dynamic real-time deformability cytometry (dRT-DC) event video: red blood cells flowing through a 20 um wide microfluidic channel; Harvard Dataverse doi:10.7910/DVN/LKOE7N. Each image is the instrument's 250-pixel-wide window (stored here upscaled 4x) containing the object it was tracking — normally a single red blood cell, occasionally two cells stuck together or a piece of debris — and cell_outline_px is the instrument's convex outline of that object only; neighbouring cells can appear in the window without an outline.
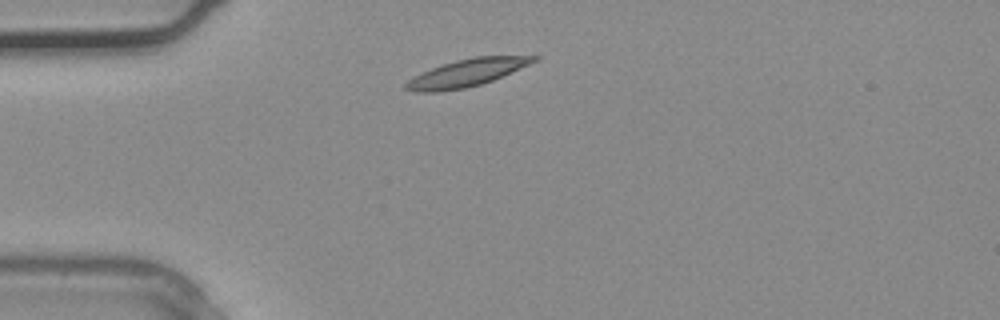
{"species": "common noctule bat (a hibernating species)", "species_latin": "Nyctalus noctula", "temperature_condition": "warm", "stored_images_in_passage": 3, "camera_frame_rate_fps": 3000, "um_per_image_px": 0.085, "animal": {"sex": "male", "body_mass_g": 20.4}, "frame": {"image": 1, "passage_image": 3, "time_ms": 0.667, "image_size_px": [1000, 320], "cell_outline_px": [[540, 56], [536, 60], [528, 64], [492, 80], [480, 84], [464, 88], [440, 92], [416, 92], [404, 88], [404, 84], [408, 80], [432, 68], [456, 60], [472, 56]], "centroid_in_image_um": [39.63, 6.2], "position_along_channel_um": 45.4, "area_um2": 19.88}}